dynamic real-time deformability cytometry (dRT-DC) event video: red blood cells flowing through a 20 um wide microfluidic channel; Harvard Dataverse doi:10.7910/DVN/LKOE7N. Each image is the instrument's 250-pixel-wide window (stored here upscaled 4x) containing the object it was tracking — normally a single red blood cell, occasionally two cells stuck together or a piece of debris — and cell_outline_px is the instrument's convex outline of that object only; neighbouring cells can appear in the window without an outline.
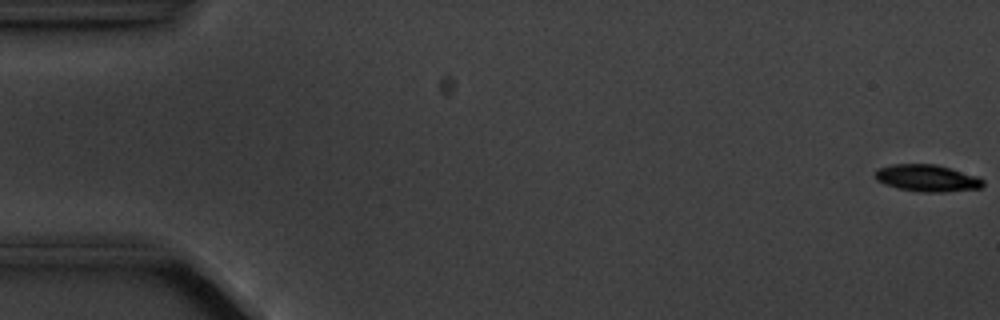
{"species": "common noctule bat (a hibernating species)", "species_latin": "Nyctalus noctula", "temperature_condition": "cold", "stored_images_in_passage": 10, "camera_frame_rate_fps": 3000, "um_per_image_px": 0.085, "animal": {"sex": "male", "body_mass_g": 20.1, "forearm_length_mm": 53.5}, "frame": {"image": 1, "passage_image": 1, "time_ms": 0.0, "image_size_px": [1000, 320], "cell_outline_px": [[984, 184], [980, 188], [944, 192], [920, 192], [896, 188], [884, 184], [876, 180], [876, 168], [892, 164], [936, 164], [976, 176], [984, 180]], "centroid_in_image_um": [78.77, 15.14], "position_along_channel_um": 6.2, "area_um2": 16.94}}